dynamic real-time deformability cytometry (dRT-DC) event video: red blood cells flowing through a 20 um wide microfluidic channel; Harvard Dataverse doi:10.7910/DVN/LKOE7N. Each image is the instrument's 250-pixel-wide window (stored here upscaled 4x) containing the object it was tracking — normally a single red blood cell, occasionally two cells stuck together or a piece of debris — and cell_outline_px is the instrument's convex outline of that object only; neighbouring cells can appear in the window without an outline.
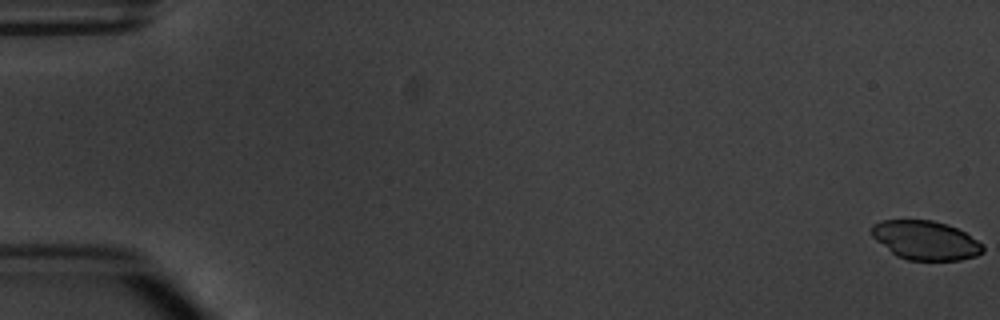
{"species": "common noctule bat (a hibernating species)", "species_latin": "Nyctalus noctula", "temperature_condition": "warm", "stored_images_in_passage": 6, "camera_frame_rate_fps": 3000, "um_per_image_px": 0.085, "animal": {"sex": "male", "body_mass_g": 20.1, "forearm_length_mm": 53.5}, "frame": {"image": 1, "passage_image": 1, "time_ms": 0.0, "image_size_px": [1000, 320], "cell_outline_px": [[984, 252], [976, 256], [960, 260], [908, 260], [896, 256], [876, 240], [872, 236], [872, 224], [880, 220], [932, 220], [948, 224], [964, 232], [984, 244]], "centroid_in_image_um": [78.68, 20.42], "position_along_channel_um": 6.3, "area_um2": 25.37}}
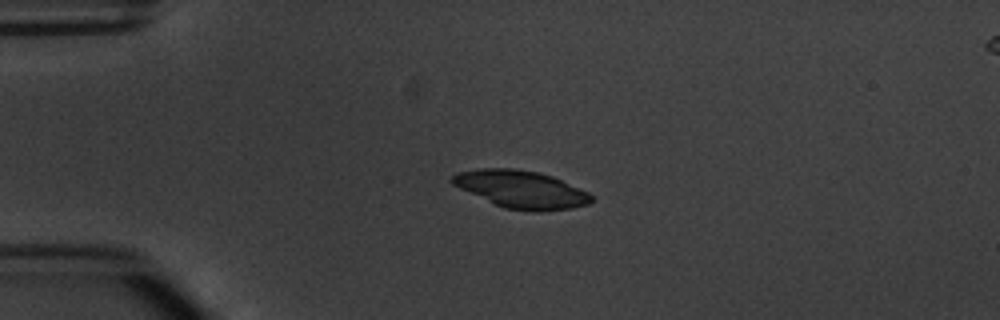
{"frame": {"image": 2, "passage_image": 4, "time_ms": 4.333, "image_size_px": [1000, 320], "cell_outline_px": [[592, 200], [588, 204], [572, 208], [540, 212], [532, 212], [504, 208], [460, 188], [452, 184], [448, 180], [456, 172], [480, 168], [516, 168], [540, 172], [552, 176], [588, 192], [592, 196]], "centroid_in_image_um": [44.28, 16.09], "position_along_channel_um": 40.7, "area_um2": 30.52}}